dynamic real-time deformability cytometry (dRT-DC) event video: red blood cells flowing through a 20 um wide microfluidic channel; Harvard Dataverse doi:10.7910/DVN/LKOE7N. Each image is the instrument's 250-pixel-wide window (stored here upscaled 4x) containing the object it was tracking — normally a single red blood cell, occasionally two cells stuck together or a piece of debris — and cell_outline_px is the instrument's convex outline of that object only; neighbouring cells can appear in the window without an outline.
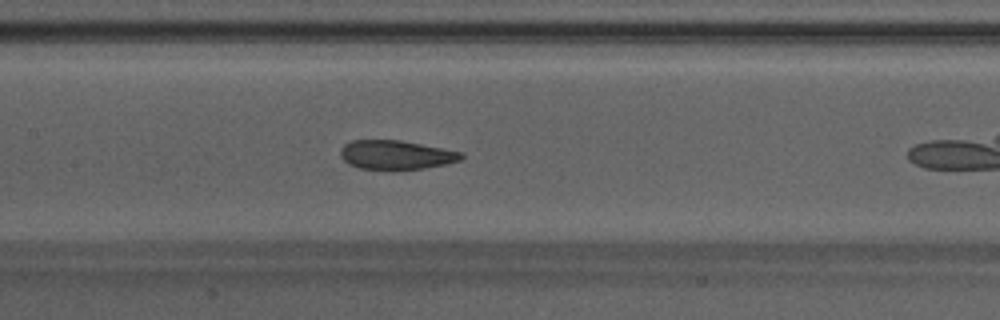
{"species": "Egyptian fruit bat (a non-hibernating species)", "species_latin": "Rousettus aegyptiacus", "temperature_condition": "warm", "stored_images_in_passage": 37, "camera_frame_rate_fps": 3000, "um_per_image_px": 0.085, "animal": {"sex": "male"}, "frame": {"image": 1, "passage_image": 11, "time_ms": 3.333, "image_size_px": [1000, 320], "cell_outline_px": [[464, 156], [460, 160], [444, 164], [424, 168], [396, 172], [392, 172], [360, 168], [348, 164], [340, 156], [340, 148], [344, 144], [352, 140], [400, 140], [464, 152]], "centroid_in_image_um": [33.64, 13.19], "position_along_channel_um": 173.8, "area_um2": 21.1}, "authors_computed_cell_mechanics": {"area_um2": 21.4438, "velocity_mm_per_s": 4.2425, "shape_relaxation_time_tau1_ms": 4.1281, "shape_relaxation_time_tau2_ms": 1.1599, "deformation_change_tau1": 0.1276, "deformation_change_tau2": 0.0674}}